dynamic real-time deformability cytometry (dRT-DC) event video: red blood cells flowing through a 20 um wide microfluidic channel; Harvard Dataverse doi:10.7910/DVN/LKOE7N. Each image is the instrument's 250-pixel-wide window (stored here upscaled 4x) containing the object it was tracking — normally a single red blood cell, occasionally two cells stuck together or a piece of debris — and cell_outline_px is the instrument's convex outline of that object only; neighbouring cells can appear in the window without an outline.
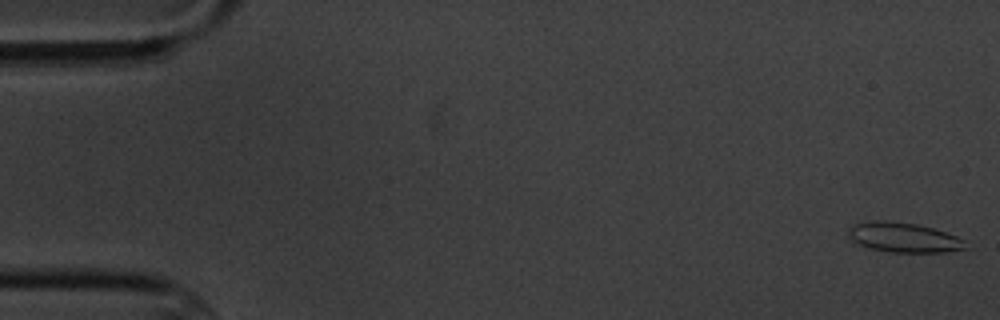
{"species": "common noctule bat (a hibernating species)", "species_latin": "Nyctalus noctula", "temperature_condition": "cold", "stored_images_in_passage": 6, "camera_frame_rate_fps": 3000, "um_per_image_px": 0.085, "animal": {"sex": "male", "body_mass_g": 20.1, "forearm_length_mm": 53.5}, "frame": {"image": 1, "passage_image": 1, "time_ms": 0.0, "image_size_px": [1000, 320], "cell_outline_px": [[964, 248], [944, 252], [888, 252], [868, 248], [848, 240], [848, 228], [852, 224], [876, 220], [884, 220], [916, 224], [932, 228], [956, 236], [964, 240]], "centroid_in_image_um": [76.7, 20.18], "position_along_channel_um": 8.3, "area_um2": 20.29}}
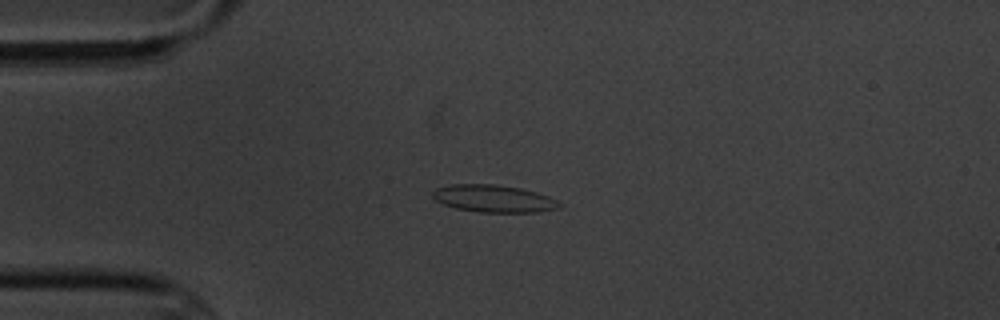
{"frame": {"image": 2, "passage_image": 5, "time_ms": 4.333, "image_size_px": [1000, 320], "cell_outline_px": [[560, 208], [540, 212], [480, 212], [456, 208], [444, 204], [436, 200], [432, 196], [432, 192], [436, 188], [452, 184], [496, 184], [520, 188], [536, 192], [548, 196], [556, 200], [560, 204]], "centroid_in_image_um": [41.96, 16.88], "position_along_channel_um": 43.0, "area_um2": 20.11}}